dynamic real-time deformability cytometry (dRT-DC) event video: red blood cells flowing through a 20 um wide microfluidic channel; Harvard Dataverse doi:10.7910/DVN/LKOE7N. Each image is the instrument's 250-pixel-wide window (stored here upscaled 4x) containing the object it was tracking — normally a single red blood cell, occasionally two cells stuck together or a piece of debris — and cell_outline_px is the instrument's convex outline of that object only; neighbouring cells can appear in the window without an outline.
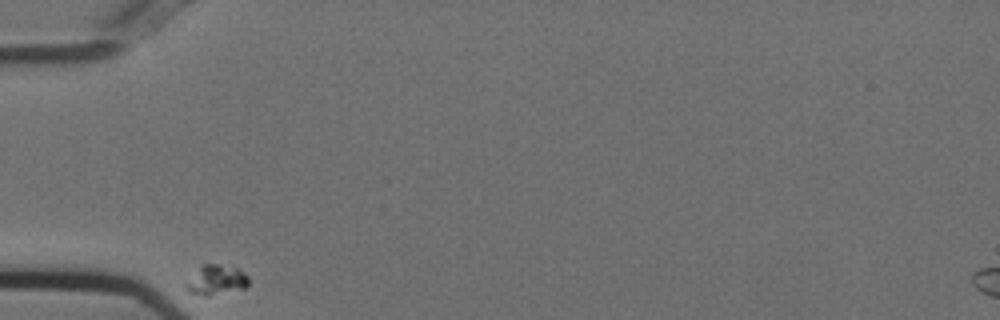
{"species": "Egyptian fruit bat (a non-hibernating species)", "species_latin": "Rousettus aegyptiacus", "temperature_condition": "cold", "stored_images_in_passage": 35, "camera_frame_rate_fps": 3000, "um_per_image_px": 0.085, "animal": {"sex": "female"}, "frame": {"image": 1, "passage_image": 1, "time_ms": 0.0, "image_size_px": [1000, 320], "cell_outline_px": [[248, 288], [208, 296], [204, 296], [188, 292], [184, 288], [184, 284], [204, 264], [216, 264], [236, 268], [244, 272], [248, 276]], "centroid_in_image_um": [18.39, 23.83], "position_along_channel_um": 66.6, "area_um2": 10.87}}
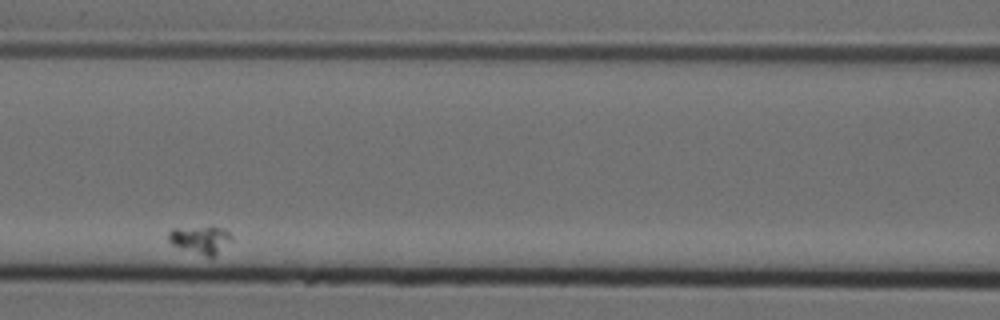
{"frame": {"image": 2, "passage_image": 11, "time_ms": 3.333, "image_size_px": [1000, 320], "cell_outline_px": [[232, 240], [216, 256], [204, 256], [180, 248], [172, 244], [168, 240], [168, 232], [172, 228], [212, 224], [224, 228], [232, 236]], "centroid_in_image_um": [17.05, 20.32], "position_along_channel_um": 149.5, "area_um2": 10.81}}